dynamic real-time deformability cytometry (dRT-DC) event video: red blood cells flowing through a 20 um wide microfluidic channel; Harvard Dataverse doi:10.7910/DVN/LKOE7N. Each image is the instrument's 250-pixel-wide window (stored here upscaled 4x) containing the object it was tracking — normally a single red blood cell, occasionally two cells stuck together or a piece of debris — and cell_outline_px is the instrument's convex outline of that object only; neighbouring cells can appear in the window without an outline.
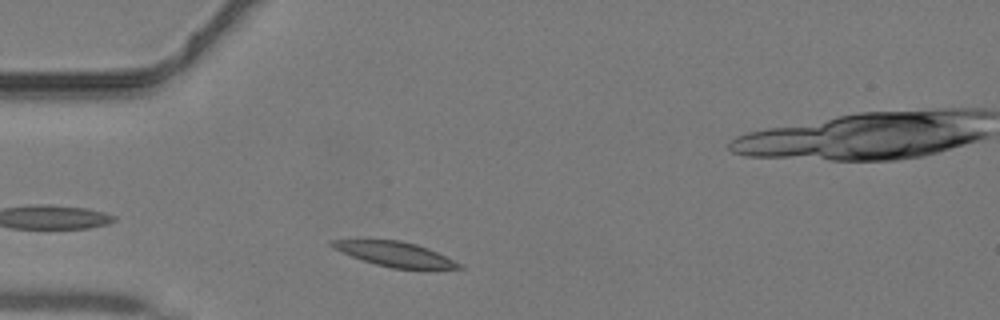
{"species": "common noctule bat (a hibernating species)", "species_latin": "Nyctalus noctula", "temperature_condition": "warm", "stored_images_in_passage": 33, "camera_frame_rate_fps": 3000, "um_per_image_px": 0.085, "animal": {"sex": "male", "body_mass_g": 19.2, "forearm_length_mm": 51.8}, "frame": {"image": 1, "passage_image": 3, "time_ms": 0.667, "image_size_px": [1000, 320], "cell_outline_px": [[464, 268], [392, 268], [376, 264], [352, 256], [328, 244], [328, 240], [356, 236], [368, 236], [400, 240], [416, 244], [428, 248], [460, 264]], "centroid_in_image_um": [33.37, 21.5], "position_along_channel_um": 51.6, "area_um2": 18.79}}
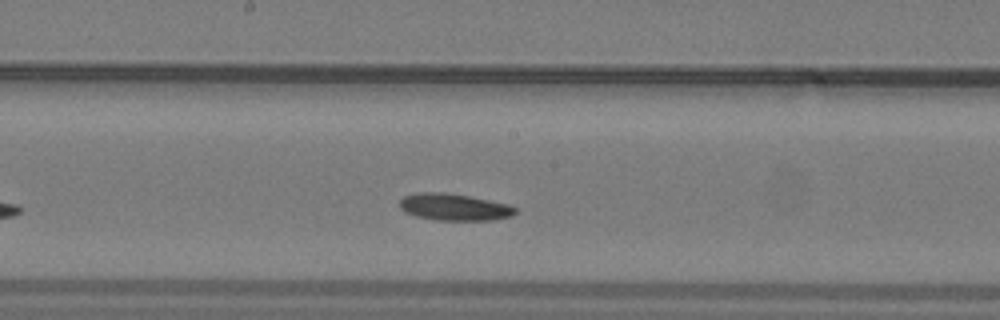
{"frame": {"image": 2, "passage_image": 14, "time_ms": 4.333, "image_size_px": [1000, 320], "cell_outline_px": [[516, 212], [512, 216], [492, 220], [436, 220], [416, 216], [404, 212], [400, 208], [400, 200], [404, 196], [416, 192], [444, 192], [468, 196], [508, 204], [516, 208]], "centroid_in_image_um": [38.58, 17.6], "position_along_channel_um": 209.6, "area_um2": 18.09}}
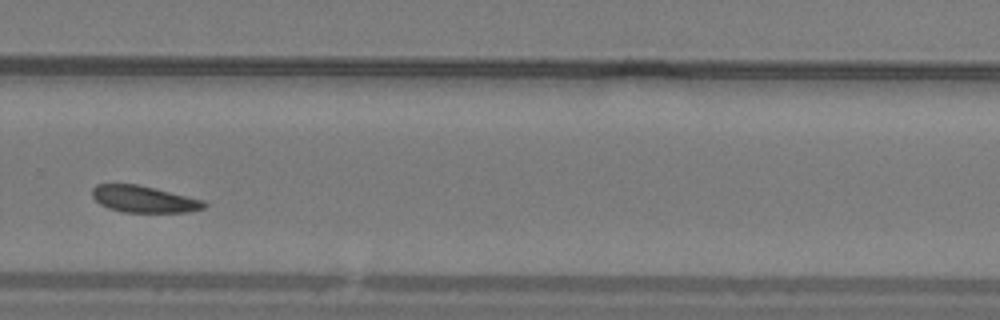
{"frame": {"image": 3, "passage_image": 21, "time_ms": 6.667, "image_size_px": [1000, 320], "cell_outline_px": [[208, 204], [204, 208], [188, 212], [124, 212], [108, 208], [100, 204], [92, 196], [92, 188], [96, 184], [136, 184], [204, 200]], "centroid_in_image_um": [12.22, 16.93], "position_along_channel_um": 317.6, "area_um2": 17.28}}